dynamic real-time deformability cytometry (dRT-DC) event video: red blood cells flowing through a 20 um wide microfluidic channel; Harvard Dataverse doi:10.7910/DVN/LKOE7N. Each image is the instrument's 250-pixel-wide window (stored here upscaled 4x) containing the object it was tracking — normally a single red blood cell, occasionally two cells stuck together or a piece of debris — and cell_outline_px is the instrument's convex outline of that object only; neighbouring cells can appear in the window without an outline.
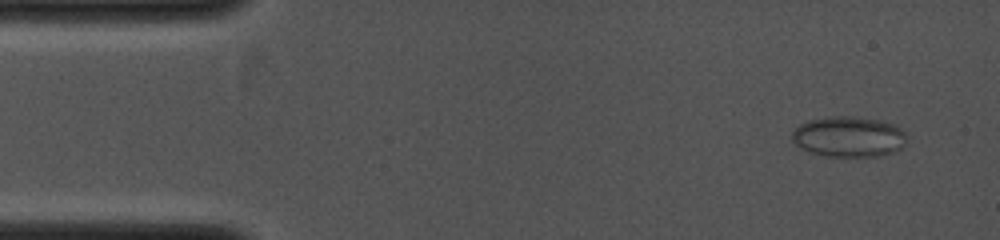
{"species": "common noctule bat (a hibernating species)", "species_latin": "Nyctalus noctula", "temperature_condition": "cold", "stored_images_in_passage": 22, "camera_frame_rate_fps": 4000, "um_per_image_px": 0.085, "animal": {"sex": "female", "body_mass_g": 19.0, "forearm_length_mm": 53.3}, "frame": {"image": 1, "passage_image": 4, "time_ms": 0.5, "image_size_px": [1000, 240], "cell_outline_px": [[908, 136], [904, 144], [896, 152], [880, 156], [828, 156], [812, 152], [800, 148], [792, 140], [792, 132], [800, 124], [808, 120], [828, 116], [852, 116], [880, 120], [896, 124]], "centroid_in_image_um": [72.17, 11.61], "position_along_channel_um": 12.8, "area_um2": 27.28}}
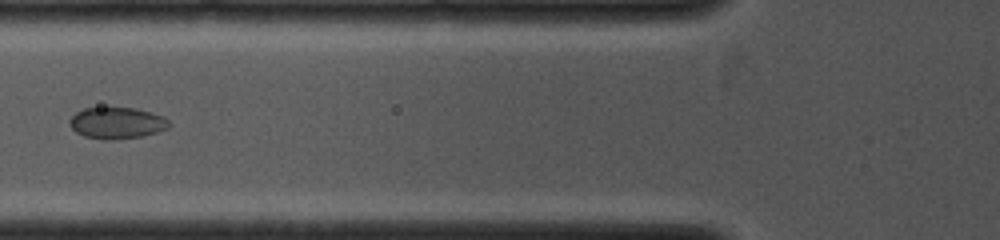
{"frame": {"image": 2, "passage_image": 16, "time_ms": 4.5, "image_size_px": [1000, 240], "cell_outline_px": [[172, 124], [168, 128], [144, 136], [112, 140], [104, 140], [84, 136], [76, 132], [68, 124], [68, 120], [76, 112], [84, 108], [136, 108], [152, 112], [164, 116]], "centroid_in_image_um": [9.94, 10.46], "position_along_channel_um": 115.9, "area_um2": 18.44}}
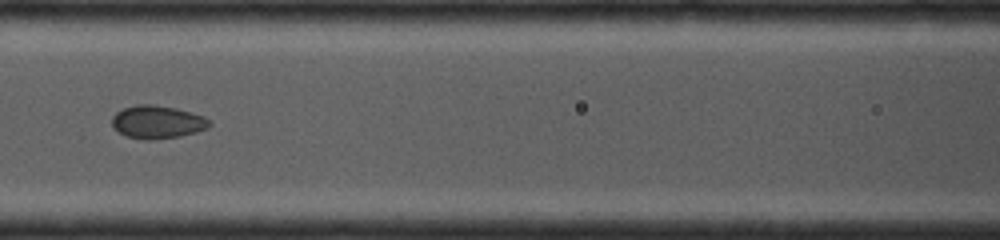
{"frame": {"image": 3, "passage_image": 19, "time_ms": 5.25, "image_size_px": [1000, 240], "cell_outline_px": [[212, 124], [208, 128], [196, 132], [180, 136], [152, 140], [144, 140], [124, 136], [112, 128], [112, 116], [116, 112], [124, 108], [136, 104], [152, 104], [176, 108], [204, 116]], "centroid_in_image_um": [13.34, 10.38], "position_along_channel_um": 153.3, "area_um2": 18.96}}